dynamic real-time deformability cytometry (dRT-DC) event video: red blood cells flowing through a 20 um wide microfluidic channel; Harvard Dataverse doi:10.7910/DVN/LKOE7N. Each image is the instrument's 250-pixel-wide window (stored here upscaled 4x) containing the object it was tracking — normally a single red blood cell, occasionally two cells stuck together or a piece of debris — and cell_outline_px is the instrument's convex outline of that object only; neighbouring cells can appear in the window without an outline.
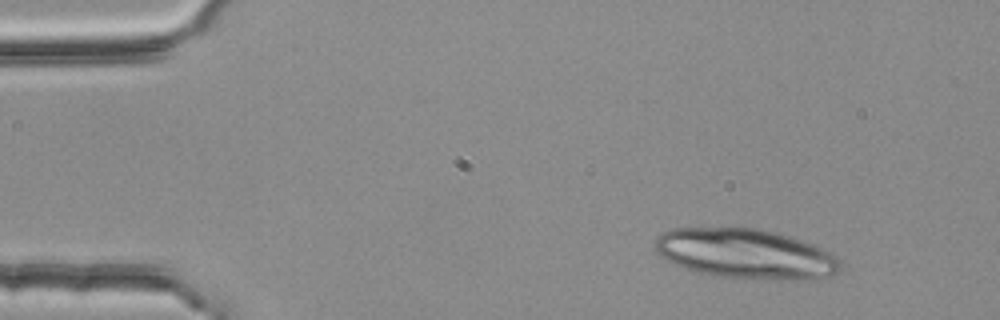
{"species": "common noctule bat (a hibernating species)", "species_latin": "Nyctalus noctula", "temperature_condition": "room temperature", "stored_images_in_passage": 20, "camera_frame_rate_fps": 3000, "um_per_image_px": 0.085, "animal": {"sex": "female", "body_mass_g": 25.1}, "frame": {"image": 1, "passage_image": 1, "time_ms": 0.0, "image_size_px": [1000, 320], "cell_outline_px": [[840, 272], [832, 276], [812, 280], [776, 280], [720, 276], [700, 272], [684, 268], [672, 264], [660, 256], [656, 252], [656, 236], [672, 228], [756, 228], [776, 232], [792, 236], [804, 240], [836, 256], [840, 260]], "centroid_in_image_um": [63.41, 21.58], "position_along_channel_um": 21.6, "area_um2": 54.16}}